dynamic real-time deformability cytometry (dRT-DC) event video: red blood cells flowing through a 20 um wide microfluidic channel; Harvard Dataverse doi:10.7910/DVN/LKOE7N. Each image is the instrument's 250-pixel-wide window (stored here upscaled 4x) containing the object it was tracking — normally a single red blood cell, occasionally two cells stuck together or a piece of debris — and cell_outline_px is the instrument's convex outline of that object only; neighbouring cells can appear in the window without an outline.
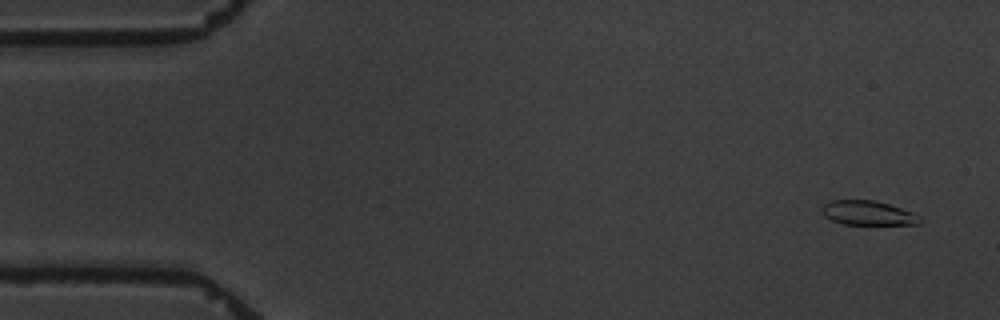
{"species": "common noctule bat (a hibernating species)", "species_latin": "Nyctalus noctula", "temperature_condition": "warm", "stored_images_in_passage": 4, "camera_frame_rate_fps": 3000, "um_per_image_px": 0.085, "animal": {"sex": "male", "body_mass_g": 19.5, "forearm_length_mm": 54.6}, "frame": {"image": 1, "passage_image": 1, "time_ms": 0.0, "image_size_px": [1000, 320], "cell_outline_px": [[924, 220], [920, 224], [844, 224], [832, 220], [824, 216], [820, 212], [820, 208], [824, 204], [832, 200], [876, 200], [912, 212], [920, 216]], "centroid_in_image_um": [73.77, 18.1], "position_along_channel_um": 11.2, "area_um2": 13.99}}